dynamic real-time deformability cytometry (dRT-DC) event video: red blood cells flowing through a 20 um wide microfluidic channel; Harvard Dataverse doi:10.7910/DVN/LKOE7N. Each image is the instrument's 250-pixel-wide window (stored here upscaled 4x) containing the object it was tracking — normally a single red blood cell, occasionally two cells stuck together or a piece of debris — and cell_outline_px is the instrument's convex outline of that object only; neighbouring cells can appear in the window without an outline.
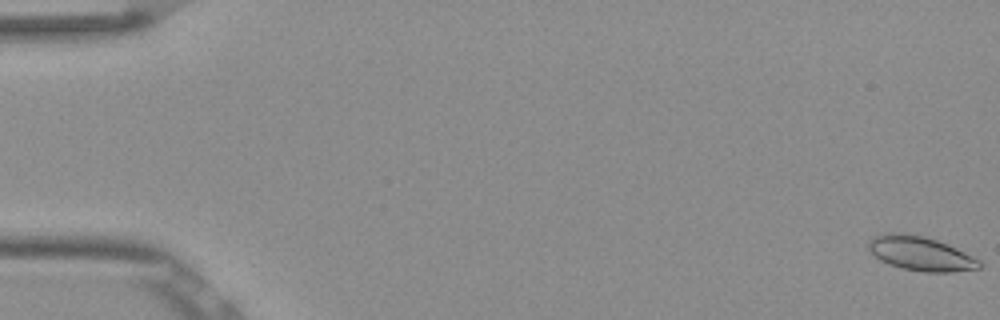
{"species": "Egyptian fruit bat (a non-hibernating species)", "species_latin": "Rousettus aegyptiacus", "temperature_condition": "room temperature", "stored_images_in_passage": 54, "camera_frame_rate_fps": 3000, "um_per_image_px": 0.085, "frame": {"image": 1, "passage_image": 1, "time_ms": 0.0, "image_size_px": [1000, 320], "cell_outline_px": [[984, 264], [980, 268], [952, 272], [924, 272], [904, 268], [888, 264], [880, 260], [868, 248], [868, 240], [884, 232], [904, 232], [924, 236], [948, 244], [980, 260]], "centroid_in_image_um": [78.25, 21.54], "position_along_channel_um": 6.7, "area_um2": 22.2}}
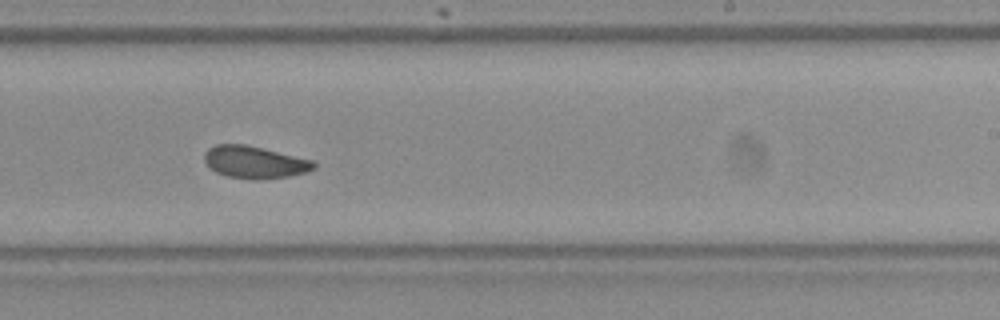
{"frame": {"image": 2, "passage_image": 34, "time_ms": 11.0, "image_size_px": [1000, 320], "cell_outline_px": [[316, 168], [304, 172], [288, 176], [256, 180], [228, 176], [216, 172], [204, 160], [204, 152], [208, 148], [216, 144], [244, 144], [312, 160], [316, 164]], "centroid_in_image_um": [21.62, 13.78], "position_along_channel_um": 267.4, "area_um2": 20.23}}
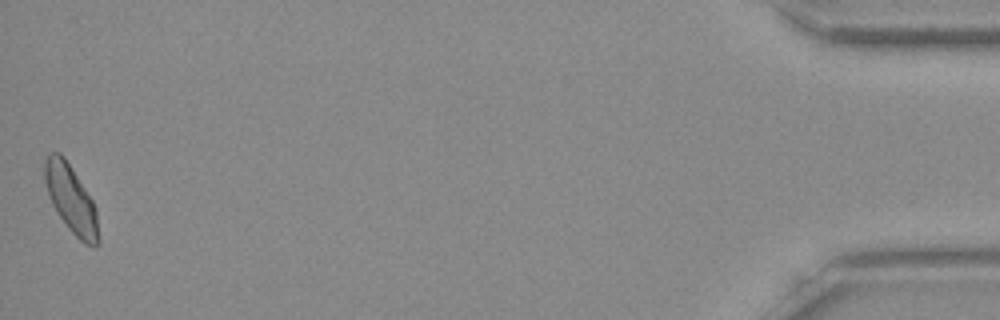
{"frame": {"image": 3, "passage_image": 54, "time_ms": 17.667, "image_size_px": [1000, 320], "cell_outline_px": [[100, 244], [96, 248], [92, 248], [84, 244], [68, 228], [52, 204], [48, 196], [44, 180], [44, 156], [48, 152], [60, 152], [64, 156], [92, 200], [96, 208], [100, 240]], "centroid_in_image_um": [6.04, 16.94], "position_along_channel_um": 429.2, "area_um2": 21.5}, "authors_computed_cell_mechanics": {"area_um2": 20.7502, "velocity_mm_per_s": 3.8097, "shape_relaxation_time_tau1_ms": null, "shape_relaxation_time_tau2_ms": 5.9784, "deformation_change_tau1": null, "deformation_change_tau2": 0.1123}}